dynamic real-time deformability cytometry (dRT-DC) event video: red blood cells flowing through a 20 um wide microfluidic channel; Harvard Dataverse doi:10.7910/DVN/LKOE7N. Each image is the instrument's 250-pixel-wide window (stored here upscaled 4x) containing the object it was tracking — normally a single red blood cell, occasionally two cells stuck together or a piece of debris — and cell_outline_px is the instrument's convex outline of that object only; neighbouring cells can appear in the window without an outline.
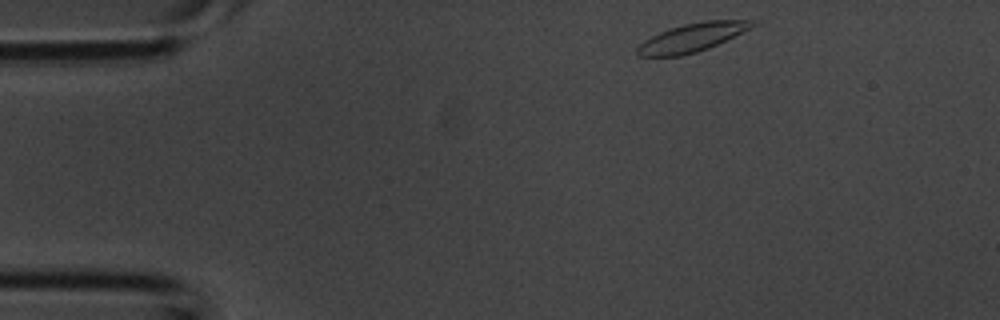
{"species": "common noctule bat (a hibernating species)", "species_latin": "Nyctalus noctula", "temperature_condition": "room temperature", "stored_images_in_passage": 34, "camera_frame_rate_fps": 3000, "um_per_image_px": 0.085, "animal": {"sex": "male", "body_mass_g": 20.1, "forearm_length_mm": 53.5}, "frame": {"image": 1, "passage_image": 1, "time_ms": 0.0, "image_size_px": [1000, 320], "cell_outline_px": [[756, 24], [708, 48], [696, 52], [680, 56], [640, 56], [636, 52], [636, 48], [644, 40], [660, 32], [684, 24], [704, 20], [752, 20]], "centroid_in_image_um": [58.76, 3.19], "position_along_channel_um": 26.2, "area_um2": 18.5}}
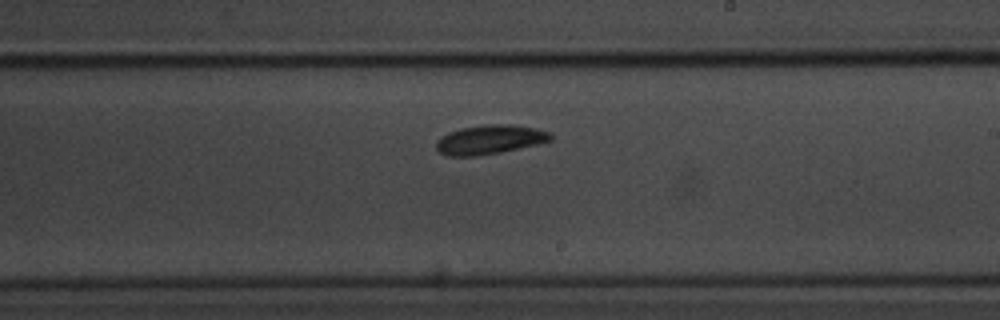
{"frame": {"image": 2, "passage_image": 18, "time_ms": 5.667, "image_size_px": [1000, 320], "cell_outline_px": [[552, 140], [536, 144], [500, 152], [476, 156], [448, 156], [440, 152], [436, 148], [436, 140], [440, 136], [448, 132], [460, 128], [484, 124], [512, 124], [536, 128], [548, 132], [552, 136]], "centroid_in_image_um": [41.59, 11.85], "position_along_channel_um": 247.4, "area_um2": 19.48}}
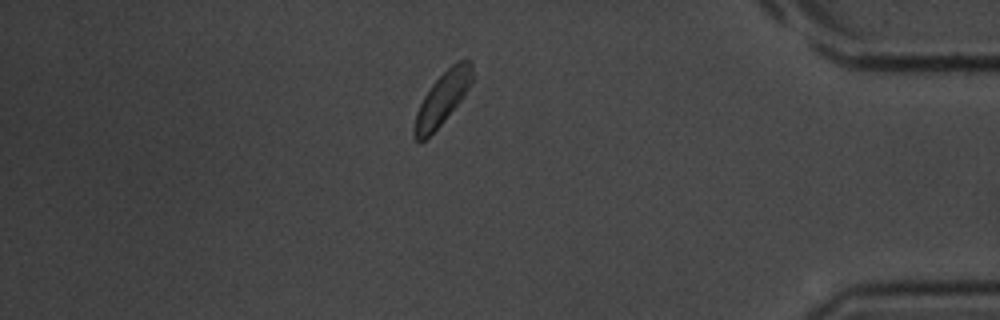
{"frame": {"image": 3, "passage_image": 29, "time_ms": 9.333, "image_size_px": [1000, 320], "cell_outline_px": [[472, 80], [468, 88], [460, 100], [444, 120], [420, 144], [412, 136], [412, 128], [416, 112], [424, 96], [432, 84], [452, 64], [460, 60], [472, 60]], "centroid_in_image_um": [37.56, 8.4], "position_along_channel_um": 397.6, "area_um2": 17.4}}